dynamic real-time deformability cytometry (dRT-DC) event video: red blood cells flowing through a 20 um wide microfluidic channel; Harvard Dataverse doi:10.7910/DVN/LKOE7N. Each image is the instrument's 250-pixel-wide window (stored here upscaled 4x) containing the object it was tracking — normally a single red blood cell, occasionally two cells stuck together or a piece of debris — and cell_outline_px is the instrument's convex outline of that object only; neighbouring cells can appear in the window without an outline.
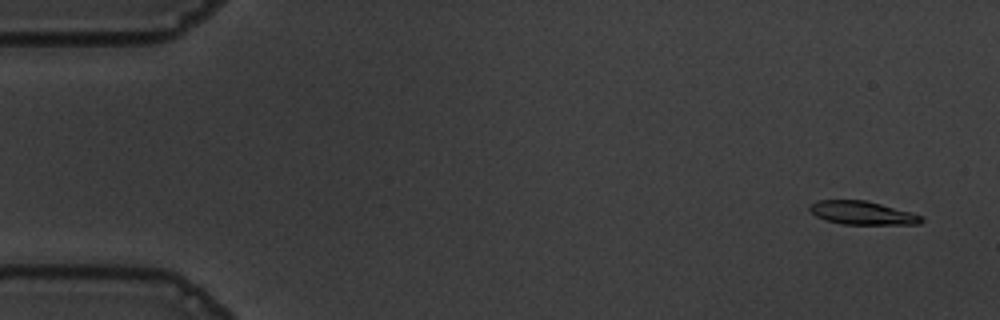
{"species": "common noctule bat (a hibernating species)", "species_latin": "Nyctalus noctula", "temperature_condition": "warm", "stored_images_in_passage": 55, "camera_frame_rate_fps": 3000, "um_per_image_px": 0.085, "animal": {"sex": "male", "body_mass_g": 19.5, "forearm_length_mm": 54.6}, "frame": {"image": 1, "passage_image": 3, "time_ms": 0.667, "image_size_px": [1000, 320], "cell_outline_px": [[924, 220], [920, 224], [840, 224], [816, 216], [808, 208], [808, 204], [820, 200], [864, 200], [912, 212], [924, 216]], "centroid_in_image_um": [73.31, 18.09], "position_along_channel_um": 11.7, "area_um2": 15.2}}
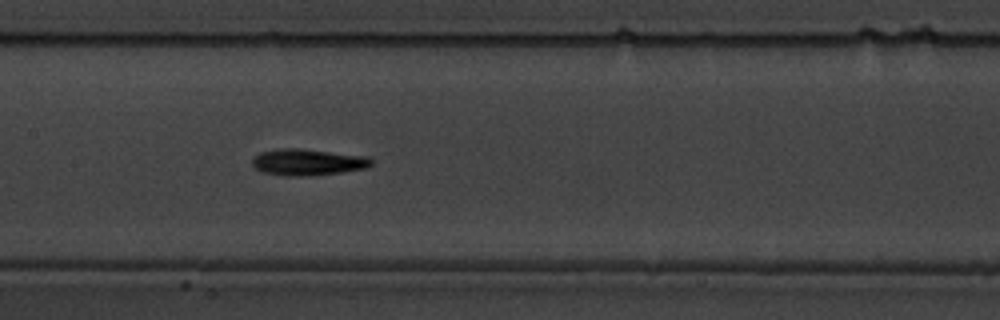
{"frame": {"image": 2, "passage_image": 27, "time_ms": 8.667, "image_size_px": [1000, 320], "cell_outline_px": [[372, 164], [368, 168], [340, 172], [308, 176], [284, 176], [260, 172], [252, 164], [252, 160], [260, 152], [280, 148], [300, 148], [368, 156], [372, 160]], "centroid_in_image_um": [26.16, 13.78], "position_along_channel_um": 181.2, "area_um2": 18.5}}
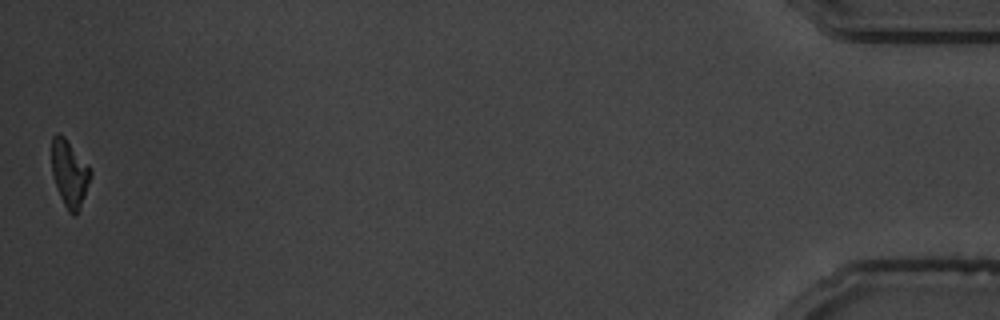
{"frame": {"image": 3, "passage_image": 55, "time_ms": 18.0, "image_size_px": [1000, 320], "cell_outline_px": [[92, 176], [80, 208], [76, 216], [72, 216], [68, 212], [56, 188], [52, 172], [52, 136], [56, 132], [64, 136], [92, 168]], "centroid_in_image_um": [5.93, 14.75], "position_along_channel_um": 429.3, "area_um2": 15.37}, "authors_computed_cell_mechanics": {"area_um2": 16.2418, "velocity_mm_per_s": 3.6565, "shape_relaxation_time_tau1_ms": 2.5438, "shape_relaxation_time_tau2_ms": null, "deformation_change_tau1": 0.1513, "deformation_change_tau2": null}}